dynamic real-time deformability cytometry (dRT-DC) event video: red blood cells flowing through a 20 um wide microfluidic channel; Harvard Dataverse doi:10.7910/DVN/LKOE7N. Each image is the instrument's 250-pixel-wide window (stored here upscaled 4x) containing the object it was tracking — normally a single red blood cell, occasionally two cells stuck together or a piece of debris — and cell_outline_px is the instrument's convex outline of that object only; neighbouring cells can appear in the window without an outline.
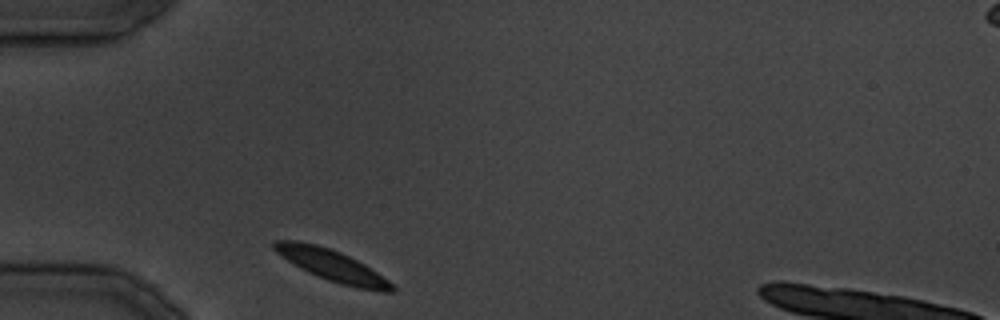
{"species": "common noctule bat (a hibernating species)", "species_latin": "Nyctalus noctula", "temperature_condition": "cold", "stored_images_in_passage": 9, "camera_frame_rate_fps": 3000, "um_per_image_px": 0.085, "animal": {"sex": "male", "body_mass_g": 19.5, "forearm_length_mm": 54.6}, "frame": {"image": 1, "passage_image": 1, "time_ms": 0.0, "image_size_px": [1000, 320], "cell_outline_px": [[396, 292], [380, 292], [356, 288], [340, 284], [328, 280], [308, 272], [300, 268], [280, 256], [272, 248], [272, 244], [276, 240], [296, 240], [316, 244], [340, 252], [364, 264], [388, 280], [396, 288]], "centroid_in_image_um": [28.21, 22.57], "position_along_channel_um": 56.8, "area_um2": 21.5}}
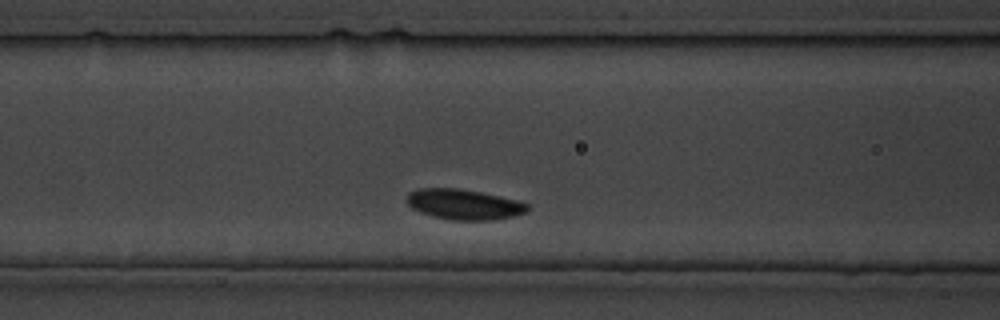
{"frame": {"image": 2, "passage_image": 6, "time_ms": 5.667, "image_size_px": [1000, 320], "cell_outline_px": [[528, 208], [524, 212], [512, 216], [496, 220], [452, 220], [432, 216], [420, 212], [412, 208], [404, 200], [408, 192], [420, 188], [460, 188], [520, 200], [528, 204]], "centroid_in_image_um": [39.4, 17.36], "position_along_channel_um": 127.2, "area_um2": 21.5}}
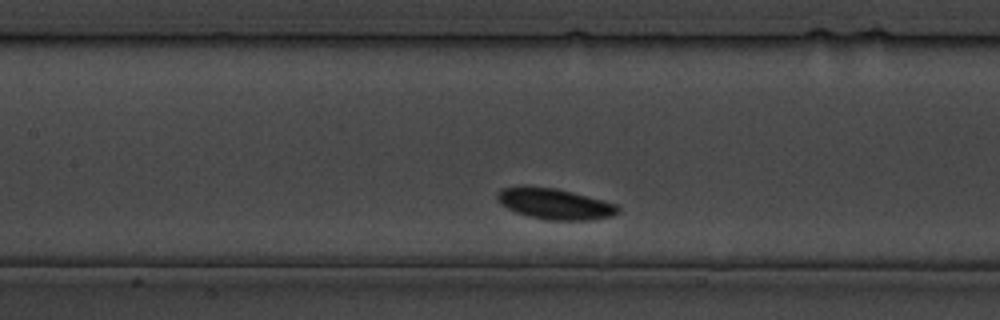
{"frame": {"image": 3, "passage_image": 8, "time_ms": 8.0, "image_size_px": [1000, 320], "cell_outline_px": [[620, 212], [612, 216], [592, 220], [544, 220], [528, 216], [516, 212], [500, 204], [496, 196], [504, 188], [556, 188], [572, 192], [616, 204], [620, 208]], "centroid_in_image_um": [47.22, 17.37], "position_along_channel_um": 160.2, "area_um2": 21.15}}